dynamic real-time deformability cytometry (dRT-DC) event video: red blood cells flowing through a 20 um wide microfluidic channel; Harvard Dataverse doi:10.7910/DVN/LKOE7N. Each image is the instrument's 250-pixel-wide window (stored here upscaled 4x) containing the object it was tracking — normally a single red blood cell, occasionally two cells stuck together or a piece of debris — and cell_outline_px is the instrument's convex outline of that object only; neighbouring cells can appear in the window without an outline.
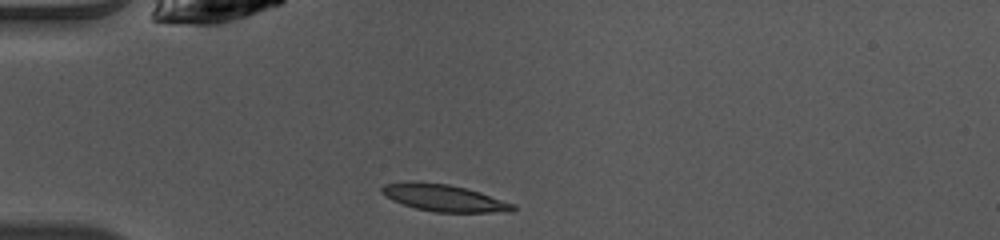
{"species": "common noctule bat (a hibernating species)", "species_latin": "Nyctalus noctula", "temperature_condition": "warm", "stored_images_in_passage": 37, "camera_frame_rate_fps": 3000, "um_per_image_px": 0.085, "animal": {"sex": "female", "body_mass_g": 10.0, "forearm_length_mm": 53.1}, "frame": {"image": 1, "passage_image": 1, "time_ms": 0.0, "image_size_px": [1000, 240], "cell_outline_px": [[516, 208], [512, 212], [436, 212], [416, 208], [392, 200], [380, 192], [380, 188], [384, 184], [404, 180], [412, 180], [448, 184], [480, 192], [516, 204]], "centroid_in_image_um": [37.71, 16.8], "position_along_channel_um": 47.3, "area_um2": 20.81}}
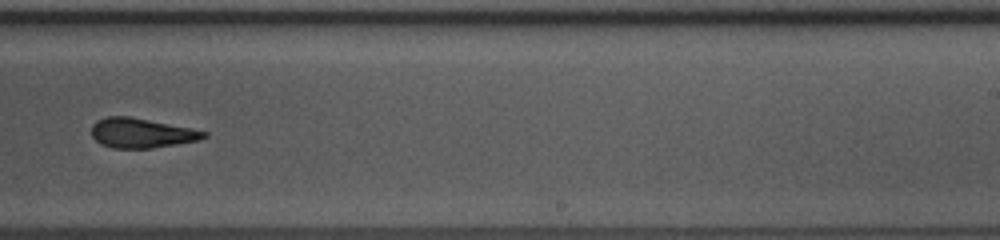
{"frame": {"image": 2, "passage_image": 19, "time_ms": 6.0, "image_size_px": [1000, 240], "cell_outline_px": [[208, 136], [196, 140], [176, 144], [152, 148], [112, 148], [100, 144], [92, 136], [92, 124], [96, 120], [108, 116], [128, 116], [192, 128], [208, 132]], "centroid_in_image_um": [12.0, 11.3], "position_along_channel_um": 277.0, "area_um2": 19.36}}
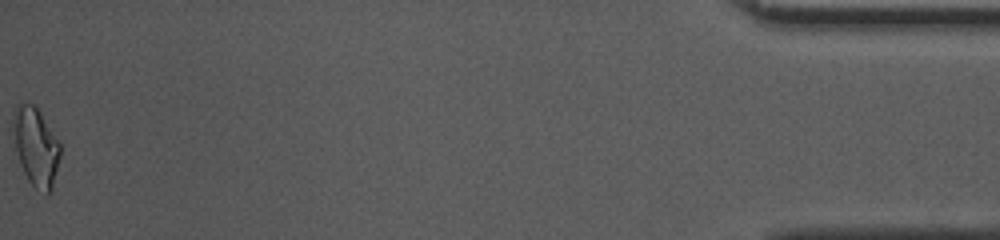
{"frame": {"image": 3, "passage_image": 37, "time_ms": 12.0, "image_size_px": [1000, 240], "cell_outline_px": [[60, 156], [52, 188], [48, 196], [44, 196], [28, 180], [20, 164], [16, 148], [12, 124], [12, 112], [16, 104], [20, 100], [32, 104], [40, 112], [60, 140]], "centroid_in_image_um": [3.05, 12.44], "position_along_channel_um": 432.2, "area_um2": 21.91}, "authors_computed_cell_mechanics": {"area_um2": 19.9988, "velocity_mm_per_s": 4.0922, "shape_relaxation_time_tau1_ms": 3.9676, "shape_relaxation_time_tau2_ms": 1.4248, "deformation_change_tau1": 0.1588, "deformation_change_tau2": 0.0992}}